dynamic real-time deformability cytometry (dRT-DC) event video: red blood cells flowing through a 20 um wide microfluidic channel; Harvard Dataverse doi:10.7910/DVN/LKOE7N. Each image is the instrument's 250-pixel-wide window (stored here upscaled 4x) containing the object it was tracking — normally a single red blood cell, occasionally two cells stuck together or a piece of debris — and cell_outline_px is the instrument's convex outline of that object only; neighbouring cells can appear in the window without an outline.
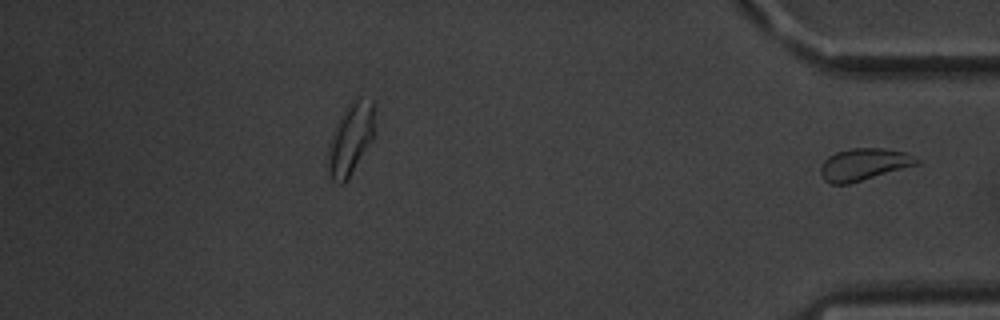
{"species": "common noctule bat (a hibernating species)", "species_latin": "Nyctalus noctula", "temperature_condition": "warm", "stored_images_in_passage": 40, "segment_of_instrument_passage": [2, 2], "camera_frame_rate_fps": 3000, "um_per_image_px": 0.085, "animal": {"sex": "male", "body_mass_g": 20.1, "forearm_length_mm": 53.5}, "frame": {"image": 1, "passage_image": 40, "time_ms": 13.0, "image_size_px": [1000, 320], "cell_outline_px": [[920, 164], [848, 184], [832, 184], [824, 180], [820, 172], [820, 164], [828, 156], [836, 152], [852, 148], [884, 148], [904, 152], [916, 156], [920, 160]], "centroid_in_image_um": [73.43, 13.97], "position_along_channel_um": 361.8, "area_um2": 18.09}}